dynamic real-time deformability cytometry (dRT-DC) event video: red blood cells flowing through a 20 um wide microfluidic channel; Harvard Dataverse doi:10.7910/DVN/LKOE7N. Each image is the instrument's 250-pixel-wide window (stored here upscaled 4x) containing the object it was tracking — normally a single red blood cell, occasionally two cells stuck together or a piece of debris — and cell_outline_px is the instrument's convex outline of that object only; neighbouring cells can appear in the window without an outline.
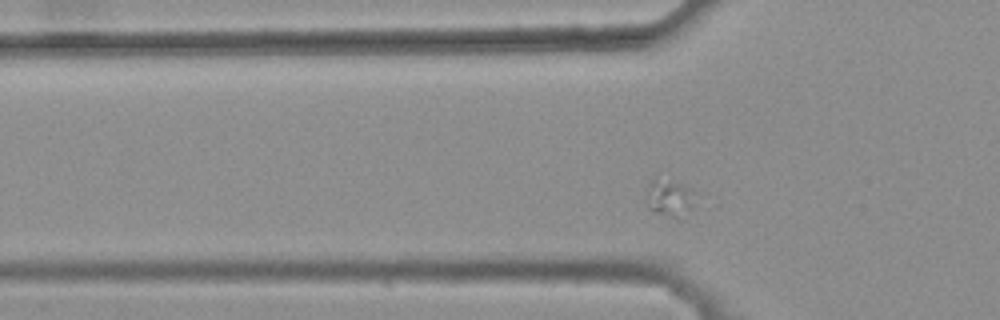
{"species": "common noctule bat (a hibernating species)", "species_latin": "Nyctalus noctula", "temperature_condition": "warm", "stored_images_in_passage": 37, "segment_of_instrument_passage": [1, 2], "camera_frame_rate_fps": 3000, "um_per_image_px": 0.085, "animal": {"sex": "female", "body_mass_g": 25.1}, "frame": {"image": 1, "passage_image": 9, "time_ms": 2.667, "image_size_px": [1000, 320], "cell_outline_px": [[696, 192], [692, 204], [688, 212], [680, 220], [676, 220], [656, 212], [648, 208], [648, 184], [656, 176], [684, 184], [692, 188]], "centroid_in_image_um": [56.95, 16.82], "position_along_channel_um": 68.9, "area_um2": 10.87}}
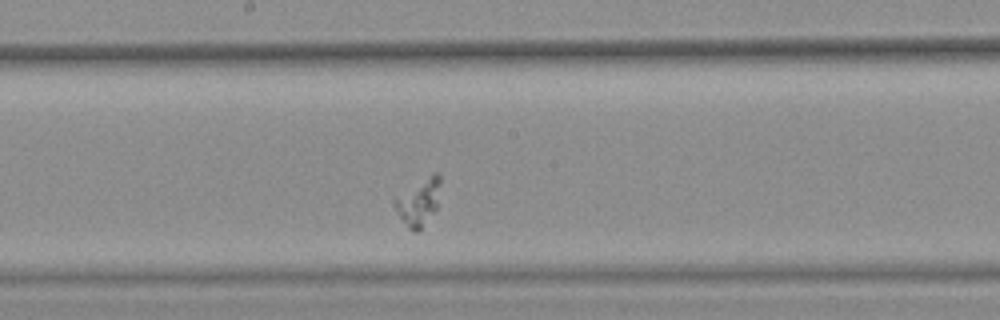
{"frame": {"image": 2, "passage_image": 21, "time_ms": 6.667, "image_size_px": [1000, 320], "cell_outline_px": [[440, 184], [436, 208], [420, 228], [416, 232], [412, 232], [408, 228], [392, 204], [392, 200], [432, 172], [440, 172]], "centroid_in_image_um": [35.58, 17.14], "position_along_channel_um": 212.6, "area_um2": 12.14}}
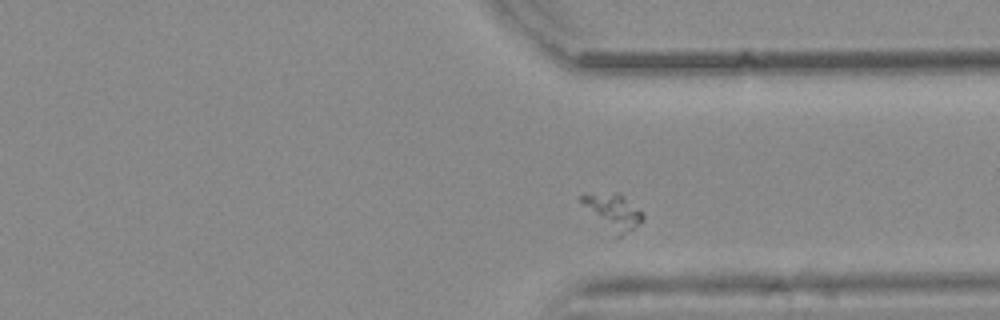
{"frame": {"image": 3, "passage_image": 33, "time_ms": 10.667, "image_size_px": [1000, 320], "cell_outline_px": [[644, 216], [632, 228], [620, 236], [616, 236], [580, 200], [580, 196], [616, 192], [620, 192], [644, 212]], "centroid_in_image_um": [52.19, 17.95], "position_along_channel_um": 359.2, "area_um2": 11.85}}